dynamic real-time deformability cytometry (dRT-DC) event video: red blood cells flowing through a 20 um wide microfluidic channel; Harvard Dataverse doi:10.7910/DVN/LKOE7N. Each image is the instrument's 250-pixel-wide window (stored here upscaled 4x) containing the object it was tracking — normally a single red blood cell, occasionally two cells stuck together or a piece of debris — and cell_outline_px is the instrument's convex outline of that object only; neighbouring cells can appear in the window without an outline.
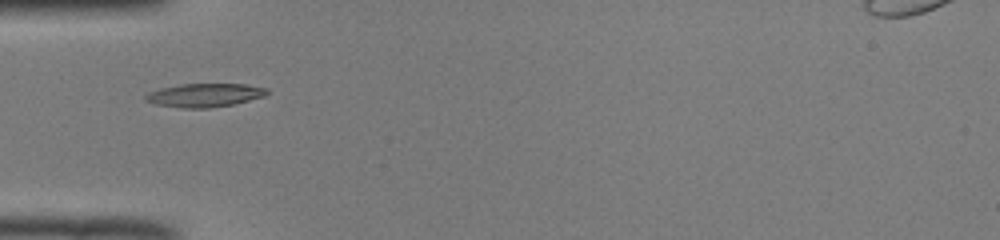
{"species": "common noctule bat (a hibernating species)", "species_latin": "Nyctalus noctula", "temperature_condition": "room temperature", "stored_images_in_passage": 36, "camera_frame_rate_fps": 3000, "um_per_image_px": 0.085, "animal": {"sex": "male", "body_mass_g": 19.0, "forearm_length_mm": 50.8}, "frame": {"image": 1, "passage_image": 1, "time_ms": 0.0, "image_size_px": [1000, 240], "cell_outline_px": [[268, 92], [260, 96], [228, 104], [164, 104], [152, 100], [156, 92], [168, 88], [188, 84], [240, 84], [260, 88]], "centroid_in_image_um": [17.63, 8.0], "position_along_channel_um": 67.4, "area_um2": 13.29}}
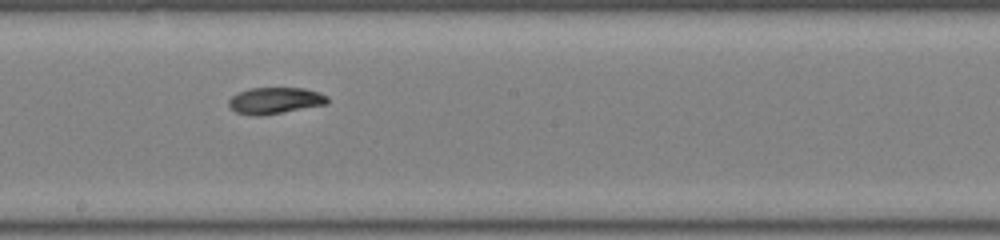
{"frame": {"image": 2, "passage_image": 13, "time_ms": 4.0, "image_size_px": [1000, 240], "cell_outline_px": [[328, 100], [324, 104], [276, 112], [240, 112], [232, 108], [232, 100], [236, 96], [244, 92], [256, 88], [300, 88], [316, 92], [324, 96]], "centroid_in_image_um": [23.49, 8.49], "position_along_channel_um": 224.7, "area_um2": 13.18}}
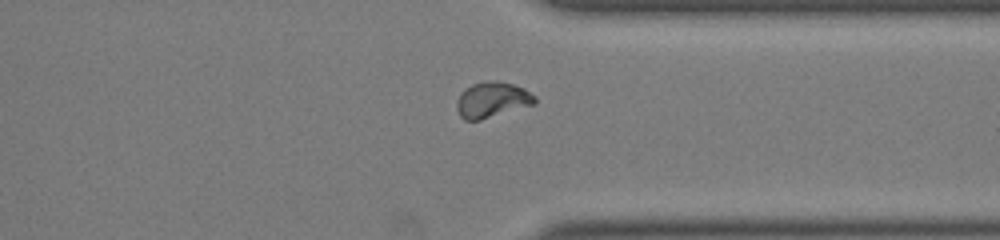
{"frame": {"image": 3, "passage_image": 24, "time_ms": 7.667, "image_size_px": [1000, 240], "cell_outline_px": [[536, 100], [532, 104], [476, 120], [468, 120], [460, 112], [460, 96], [468, 88], [476, 84], [508, 84], [520, 88], [528, 92]], "centroid_in_image_um": [41.86, 8.52], "position_along_channel_um": 369.5, "area_um2": 13.99}, "authors_computed_cell_mechanics": {"area_um2": 13.4963, "velocity_mm_per_s": 3.9542, "shape_relaxation_time_tau1_ms": 6.4063, "shape_relaxation_time_tau2_ms": 5.4015, "deformation_change_tau1": 0.1937, "deformation_change_tau2": 0.093}}